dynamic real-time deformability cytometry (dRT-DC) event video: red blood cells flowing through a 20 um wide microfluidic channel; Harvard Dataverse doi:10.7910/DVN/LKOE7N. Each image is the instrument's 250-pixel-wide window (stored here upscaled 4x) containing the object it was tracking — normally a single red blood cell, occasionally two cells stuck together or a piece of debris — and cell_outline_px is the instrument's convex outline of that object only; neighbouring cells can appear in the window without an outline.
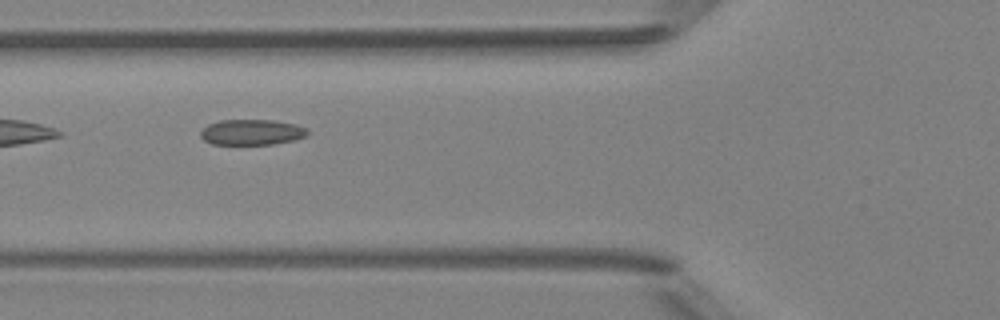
{"species": "Egyptian fruit bat (a non-hibernating species)", "species_latin": "Rousettus aegyptiacus", "temperature_condition": "room temperature", "stored_images_in_passage": 8, "camera_frame_rate_fps": 3000, "um_per_image_px": 0.085, "animal": {"sex": "female"}, "frame": {"image": 1, "passage_image": 6, "time_ms": 5.667, "image_size_px": [1000, 320], "cell_outline_px": [[308, 132], [304, 136], [296, 140], [272, 144], [212, 144], [204, 140], [200, 136], [200, 132], [208, 124], [220, 120], [272, 120], [296, 124], [304, 128]], "centroid_in_image_um": [21.37, 11.23], "position_along_channel_um": 104.4, "area_um2": 15.84}}
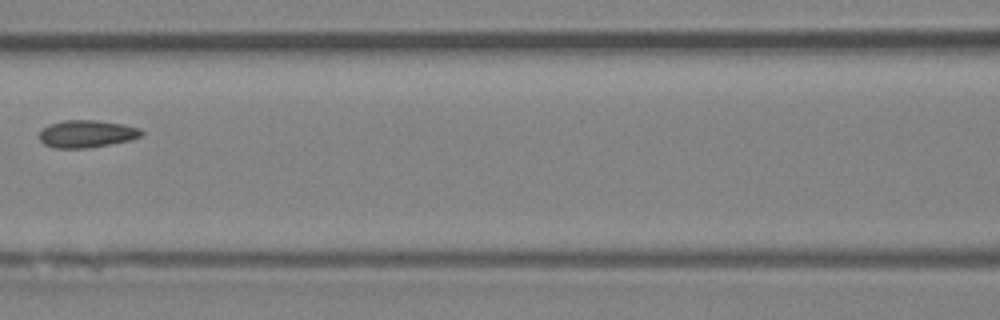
{"frame": {"image": 2, "passage_image": 7, "time_ms": 7.0, "image_size_px": [1000, 320], "cell_outline_px": [[144, 132], [140, 136], [132, 140], [88, 148], [56, 148], [44, 144], [40, 140], [40, 132], [48, 124], [64, 120], [96, 120], [124, 124], [140, 128]], "centroid_in_image_um": [7.39, 11.37], "position_along_channel_um": 159.2, "area_um2": 16.36}}
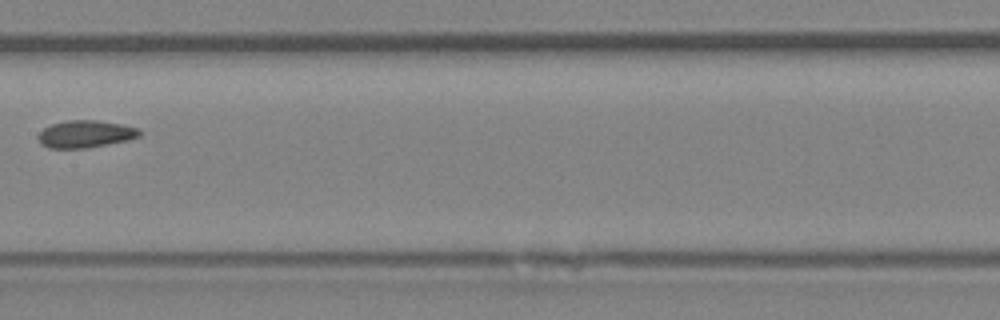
{"frame": {"image": 3, "passage_image": 8, "time_ms": 8.0, "image_size_px": [1000, 320], "cell_outline_px": [[140, 136], [128, 140], [88, 148], [48, 148], [40, 144], [36, 136], [44, 128], [52, 124], [64, 120], [96, 120], [120, 124], [140, 128]], "centroid_in_image_um": [7.24, 11.39], "position_along_channel_um": 200.2, "area_um2": 16.24}}